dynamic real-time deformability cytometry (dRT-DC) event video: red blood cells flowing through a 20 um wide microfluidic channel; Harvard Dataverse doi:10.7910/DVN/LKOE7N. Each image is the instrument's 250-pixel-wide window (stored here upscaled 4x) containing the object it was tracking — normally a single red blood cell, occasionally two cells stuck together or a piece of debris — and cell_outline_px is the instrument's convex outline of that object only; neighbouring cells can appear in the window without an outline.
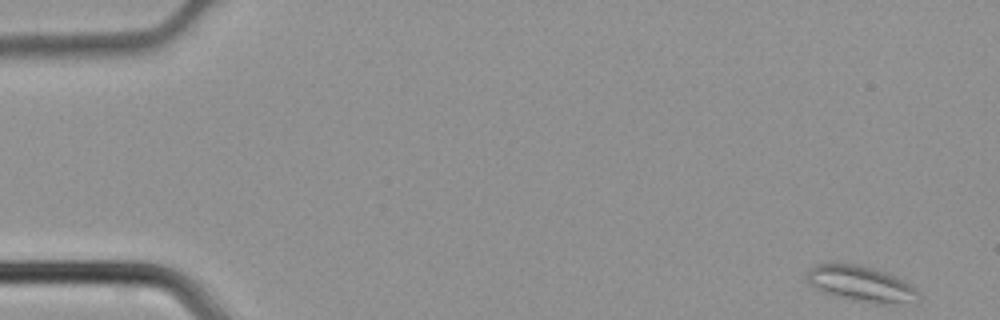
{"species": "common noctule bat (a hibernating species)", "species_latin": "Nyctalus noctula", "temperature_condition": "cold", "stored_images_in_passage": 46, "camera_frame_rate_fps": 3000, "um_per_image_px": 0.085, "animal": {"sex": "male", "body_mass_g": 21.5, "forearm_length_mm": 52.0}, "frame": {"image": 1, "passage_image": 1, "time_ms": 0.0, "image_size_px": [1000, 320], "cell_outline_px": [[920, 300], [888, 304], [876, 304], [832, 296], [820, 292], [812, 288], [808, 280], [808, 268], [816, 264], [860, 264], [884, 272], [904, 280], [912, 284], [920, 292]], "centroid_in_image_um": [73.19, 24.14], "position_along_channel_um": 11.8, "area_um2": 23.41}}
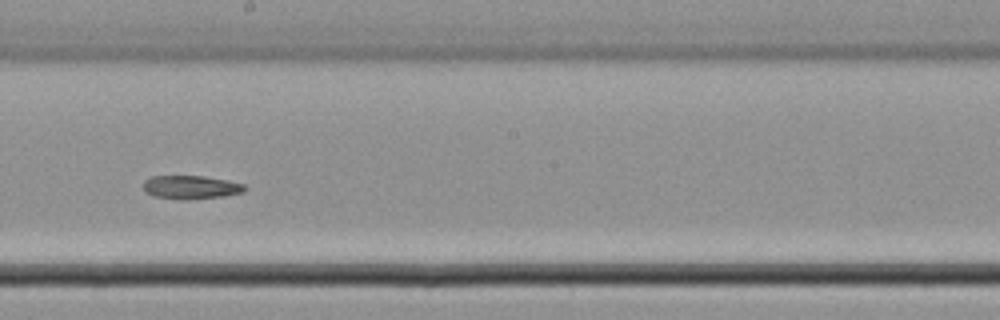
{"frame": {"image": 2, "passage_image": 25, "time_ms": 8.0, "image_size_px": [1000, 320], "cell_outline_px": [[248, 188], [244, 192], [220, 196], [184, 200], [152, 196], [144, 192], [144, 180], [152, 176], [204, 176], [228, 180], [244, 184]], "centroid_in_image_um": [16.22, 15.91], "position_along_channel_um": 232.0, "area_um2": 13.93}}
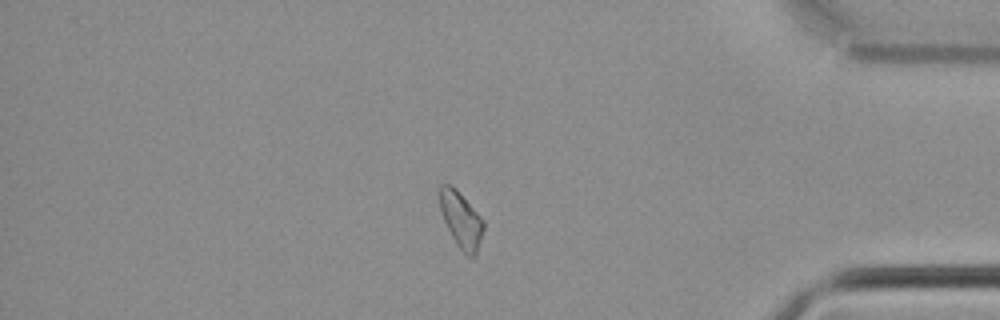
{"frame": {"image": 3, "passage_image": 38, "time_ms": 12.333, "image_size_px": [1000, 320], "cell_outline_px": [[484, 228], [476, 256], [472, 260], [456, 244], [440, 212], [440, 184], [448, 184], [456, 188], [484, 220]], "centroid_in_image_um": [39.21, 18.7], "position_along_channel_um": 396.0, "area_um2": 14.28}}